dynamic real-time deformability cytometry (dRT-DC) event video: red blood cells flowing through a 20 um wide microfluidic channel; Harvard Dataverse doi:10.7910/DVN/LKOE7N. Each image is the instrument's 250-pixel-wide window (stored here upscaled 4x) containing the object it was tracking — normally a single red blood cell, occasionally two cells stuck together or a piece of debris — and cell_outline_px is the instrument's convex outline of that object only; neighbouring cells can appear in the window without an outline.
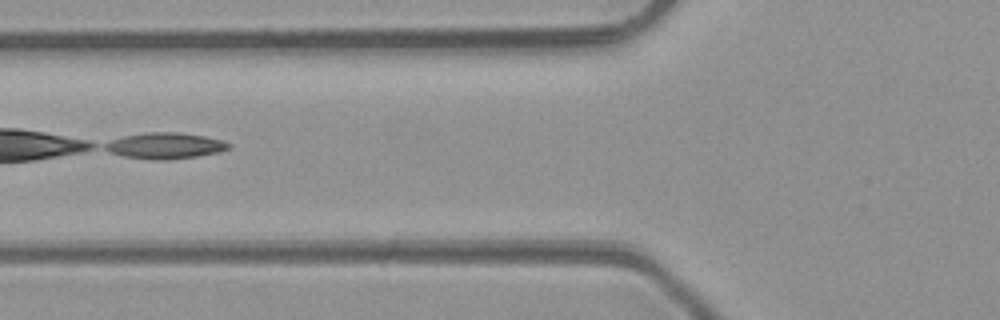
{"species": "common noctule bat (a hibernating species)", "species_latin": "Nyctalus noctula", "temperature_condition": "room temperature", "stored_images_in_passage": 7, "camera_frame_rate_fps": 3000, "um_per_image_px": 0.085, "animal": {"sex": "male", "body_mass_g": 23.1, "forearm_length_mm": 52.7}, "frame": {"image": 1, "passage_image": 7, "time_ms": 7.667, "image_size_px": [1000, 320], "cell_outline_px": [[232, 144], [228, 148], [216, 152], [196, 156], [168, 160], [156, 160], [124, 156], [112, 152], [104, 148], [104, 144], [112, 140], [124, 136], [148, 132], [180, 132], [204, 136], [220, 140]], "centroid_in_image_um": [14.03, 12.38], "position_along_channel_um": 111.8, "area_um2": 18.44}}